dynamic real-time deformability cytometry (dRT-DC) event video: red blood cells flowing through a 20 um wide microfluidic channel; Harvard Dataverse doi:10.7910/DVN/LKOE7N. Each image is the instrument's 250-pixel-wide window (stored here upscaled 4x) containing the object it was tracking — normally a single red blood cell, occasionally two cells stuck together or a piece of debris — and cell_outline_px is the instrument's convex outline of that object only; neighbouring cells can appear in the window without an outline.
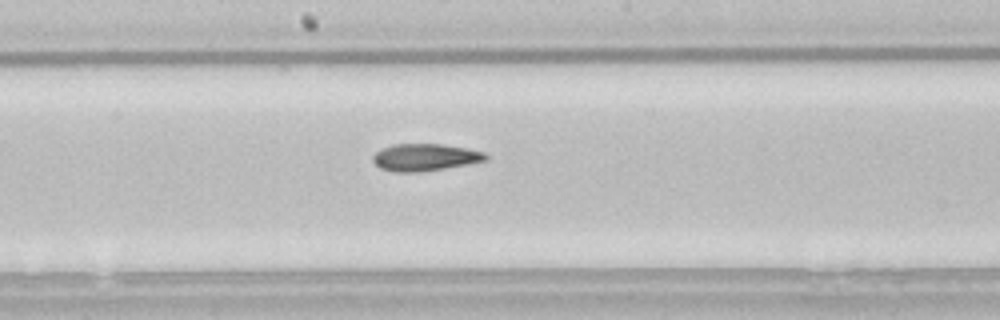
{"species": "common noctule bat (a hibernating species)", "species_latin": "Nyctalus noctula", "temperature_condition": "room temperature", "stored_images_in_passage": 36, "camera_frame_rate_fps": 3000, "um_per_image_px": 0.085, "animal": {"sex": "male", "body_mass_g": 21.5, "forearm_length_mm": 52.0}, "frame": {"image": 1, "passage_image": 21, "time_ms": 6.667, "image_size_px": [1000, 320], "cell_outline_px": [[488, 160], [468, 164], [420, 172], [396, 172], [380, 168], [372, 160], [372, 156], [380, 148], [392, 144], [440, 144], [468, 148], [484, 152], [488, 156]], "centroid_in_image_um": [36.11, 13.36], "position_along_channel_um": 212.1, "area_um2": 17.92}}